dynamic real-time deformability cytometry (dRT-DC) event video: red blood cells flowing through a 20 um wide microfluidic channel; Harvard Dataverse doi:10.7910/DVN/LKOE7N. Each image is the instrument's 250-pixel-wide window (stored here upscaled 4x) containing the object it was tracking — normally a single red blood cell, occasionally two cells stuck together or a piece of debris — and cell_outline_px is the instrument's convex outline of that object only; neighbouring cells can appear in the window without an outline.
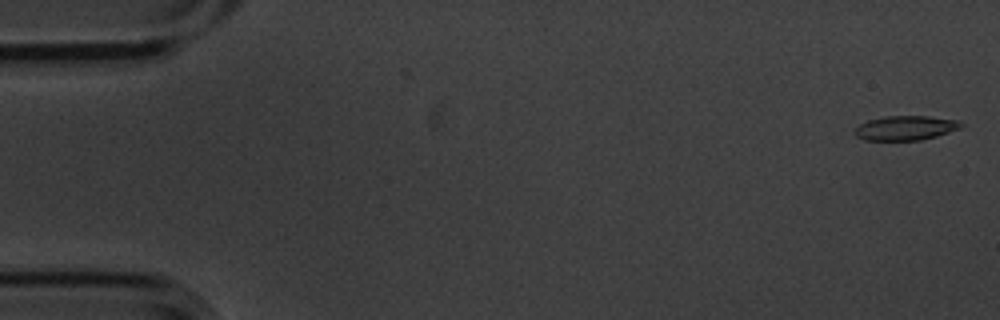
{"species": "common noctule bat (a hibernating species)", "species_latin": "Nyctalus noctula", "temperature_condition": "cold", "stored_images_in_passage": 5, "camera_frame_rate_fps": 3000, "um_per_image_px": 0.085, "animal": {"sex": "male", "body_mass_g": 20.1, "forearm_length_mm": 53.5}, "frame": {"image": 1, "passage_image": 1, "time_ms": 0.0, "image_size_px": [1000, 320], "cell_outline_px": [[964, 124], [960, 128], [936, 136], [920, 140], [864, 140], [856, 136], [852, 132], [860, 124], [868, 120], [884, 116], [928, 116], [960, 120]], "centroid_in_image_um": [76.96, 10.87], "position_along_channel_um": 8.0, "area_um2": 15.2}}